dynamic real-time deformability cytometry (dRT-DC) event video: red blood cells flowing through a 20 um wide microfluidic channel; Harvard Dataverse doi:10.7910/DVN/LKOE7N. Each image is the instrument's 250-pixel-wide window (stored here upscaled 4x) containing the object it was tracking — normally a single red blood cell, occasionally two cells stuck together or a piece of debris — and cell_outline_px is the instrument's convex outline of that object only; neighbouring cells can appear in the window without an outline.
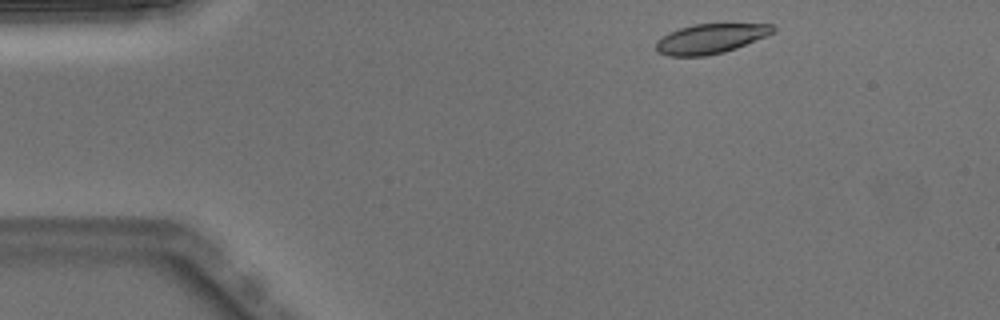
{"species": "Egyptian fruit bat (a non-hibernating species)", "species_latin": "Rousettus aegyptiacus", "temperature_condition": "warm", "stored_images_in_passage": 2, "camera_frame_rate_fps": 3000, "um_per_image_px": 0.085, "animal": {"sex": "male"}, "frame": {"image": 1, "passage_image": 1, "time_ms": 0.0, "image_size_px": [1000, 320], "cell_outline_px": [[776, 28], [768, 36], [736, 48], [724, 52], [704, 56], [668, 56], [656, 52], [656, 40], [668, 32], [680, 28], [696, 24], [772, 24]], "centroid_in_image_um": [60.37, 3.29], "position_along_channel_um": 24.6, "area_um2": 20.29}}